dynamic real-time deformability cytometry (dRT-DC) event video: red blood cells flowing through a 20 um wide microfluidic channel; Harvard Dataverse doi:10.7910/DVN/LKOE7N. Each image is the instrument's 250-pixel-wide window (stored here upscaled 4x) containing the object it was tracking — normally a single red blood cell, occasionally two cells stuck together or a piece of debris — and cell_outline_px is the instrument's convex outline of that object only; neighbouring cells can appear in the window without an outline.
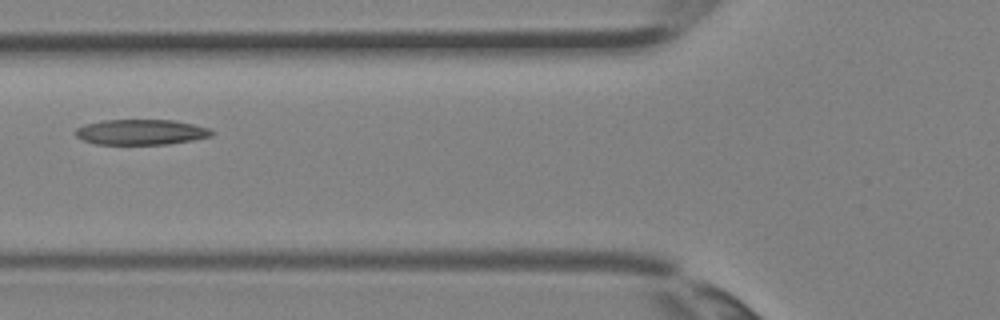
{"species": "Egyptian fruit bat (a non-hibernating species)", "species_latin": "Rousettus aegyptiacus", "temperature_condition": "room temperature", "stored_images_in_passage": 2, "camera_frame_rate_fps": 3000, "um_per_image_px": 0.085, "animal": {"sex": "female"}, "frame": {"image": 1, "passage_image": 2, "time_ms": 0.333, "image_size_px": [1000, 320], "cell_outline_px": [[216, 132], [212, 136], [192, 140], [168, 144], [96, 144], [84, 140], [76, 136], [72, 132], [76, 128], [84, 124], [104, 120], [172, 120], [192, 124], [208, 128]], "centroid_in_image_um": [11.96, 11.22], "position_along_channel_um": 113.8, "area_um2": 20.17}}